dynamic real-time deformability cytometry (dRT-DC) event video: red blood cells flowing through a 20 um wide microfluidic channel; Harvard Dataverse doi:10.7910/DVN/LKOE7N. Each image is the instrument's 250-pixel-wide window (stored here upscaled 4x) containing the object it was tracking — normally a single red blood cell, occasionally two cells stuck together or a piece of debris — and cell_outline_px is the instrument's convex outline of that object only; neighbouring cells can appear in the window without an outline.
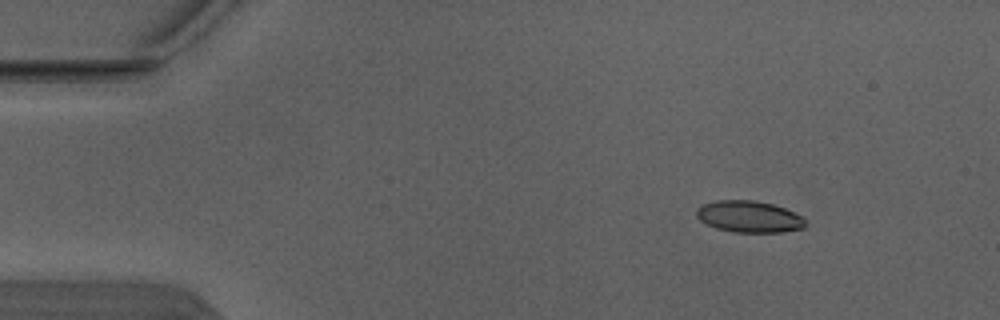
{"species": "Egyptian fruit bat (a non-hibernating species)", "species_latin": "Rousettus aegyptiacus", "temperature_condition": "warm", "stored_images_in_passage": 4, "camera_frame_rate_fps": 3000, "um_per_image_px": 0.085, "animal": {"sex": "male"}, "frame": {"image": 1, "passage_image": 2, "time_ms": 0.333, "image_size_px": [1000, 320], "cell_outline_px": [[808, 224], [804, 228], [784, 232], [732, 232], [716, 228], [700, 220], [696, 216], [696, 208], [704, 204], [716, 200], [752, 200], [772, 204], [784, 208], [804, 216]], "centroid_in_image_um": [63.71, 18.42], "position_along_channel_um": 21.3, "area_um2": 20.23}}